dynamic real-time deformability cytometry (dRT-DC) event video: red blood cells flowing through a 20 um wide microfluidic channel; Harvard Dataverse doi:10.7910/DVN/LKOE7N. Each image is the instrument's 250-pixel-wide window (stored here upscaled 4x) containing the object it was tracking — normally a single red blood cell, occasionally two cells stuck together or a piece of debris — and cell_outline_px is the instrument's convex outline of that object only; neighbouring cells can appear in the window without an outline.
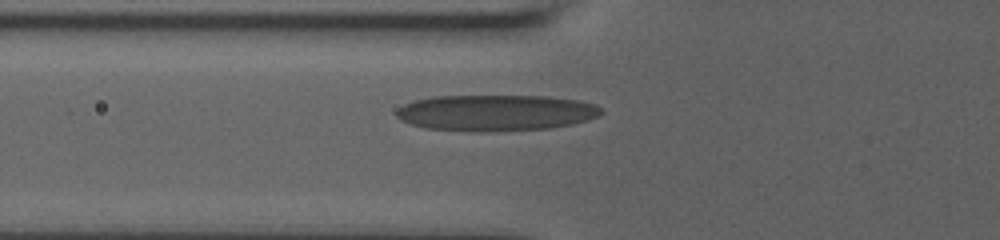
{"species": "human", "species_latin": "Homo sapiens", "temperature_condition": "room temperature", "stored_images_in_passage": 37, "camera_frame_rate_fps": 3000, "um_per_image_px": 0.085, "donor": {"sex": "male"}, "frame": {"image": 1, "passage_image": 7, "time_ms": 1.667, "image_size_px": [1000, 240], "cell_outline_px": [[604, 112], [600, 116], [588, 120], [572, 124], [552, 128], [484, 132], [472, 132], [424, 128], [400, 120], [396, 116], [396, 112], [404, 104], [416, 100], [432, 96], [548, 96], [580, 100], [596, 104]], "centroid_in_image_um": [42.18, 9.59], "position_along_channel_um": 83.6, "area_um2": 43.58}}
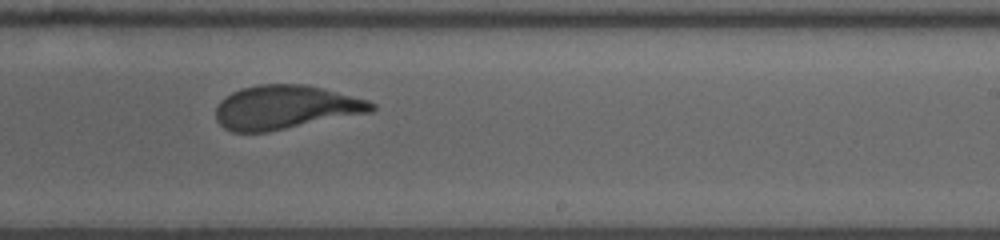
{"frame": {"image": 2, "passage_image": 23, "time_ms": 6.667, "image_size_px": [1000, 240], "cell_outline_px": [[376, 108], [372, 112], [268, 132], [232, 132], [224, 128], [216, 120], [216, 108], [220, 100], [232, 92], [240, 88], [256, 84], [304, 84], [324, 88], [368, 100], [376, 104]], "centroid_in_image_um": [24.26, 9.12], "position_along_channel_um": 264.7, "area_um2": 40.06}}
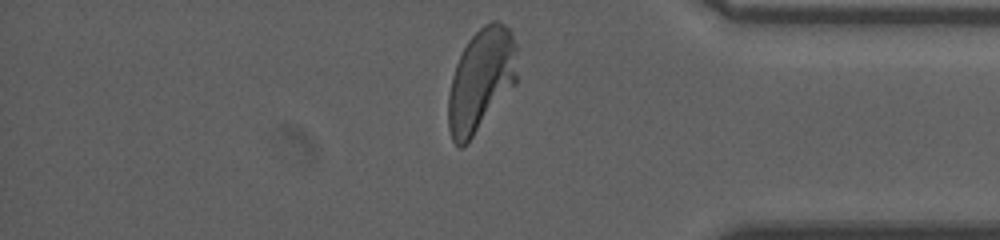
{"frame": {"image": 3, "passage_image": 36, "time_ms": 10.667, "image_size_px": [1000, 240], "cell_outline_px": [[516, 84], [468, 144], [460, 148], [452, 140], [448, 128], [448, 96], [452, 76], [456, 64], [468, 40], [484, 24], [492, 20], [496, 20], [504, 24], [512, 32], [516, 44]], "centroid_in_image_um": [40.89, 6.83], "position_along_channel_um": 394.3, "area_um2": 41.62}, "authors_computed_cell_mechanics": {"area_um2": 40.2866, "velocity_mm_per_s": 3.6113, "shape_relaxation_time_tau1_ms": 5.0813, "shape_relaxation_time_tau2_ms": 0.8846, "deformation_change_tau1": 0.2074, "deformation_change_tau2": 0.0856}}